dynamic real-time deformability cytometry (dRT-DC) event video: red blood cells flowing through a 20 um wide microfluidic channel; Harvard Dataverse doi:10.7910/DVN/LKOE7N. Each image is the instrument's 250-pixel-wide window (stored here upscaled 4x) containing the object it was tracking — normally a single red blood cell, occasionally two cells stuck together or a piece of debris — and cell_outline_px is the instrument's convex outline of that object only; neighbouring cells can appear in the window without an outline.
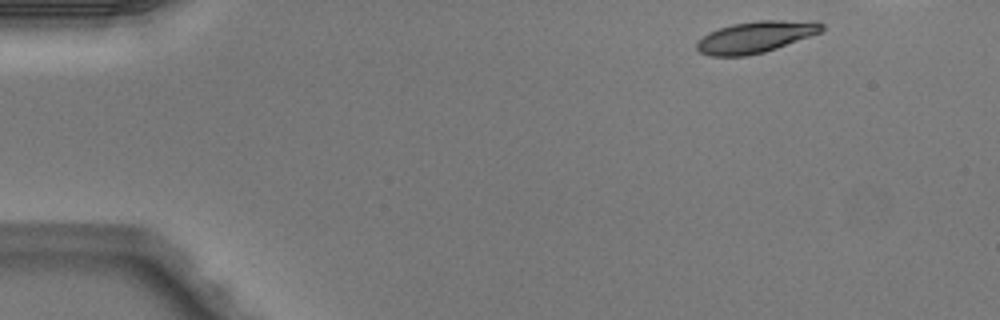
{"species": "Egyptian fruit bat (a non-hibernating species)", "species_latin": "Rousettus aegyptiacus", "temperature_condition": "warm", "stored_images_in_passage": 5, "camera_frame_rate_fps": 3000, "um_per_image_px": 0.085, "animal": {"sex": "male"}, "frame": {"image": 1, "passage_image": 1, "time_ms": 0.0, "image_size_px": [1000, 320], "cell_outline_px": [[824, 28], [820, 32], [776, 48], [764, 52], [744, 56], [712, 56], [700, 52], [696, 48], [696, 44], [708, 32], [732, 24], [756, 20], [816, 20], [824, 24]], "centroid_in_image_um": [64.25, 3.12], "position_along_channel_um": 20.7, "area_um2": 22.89}}
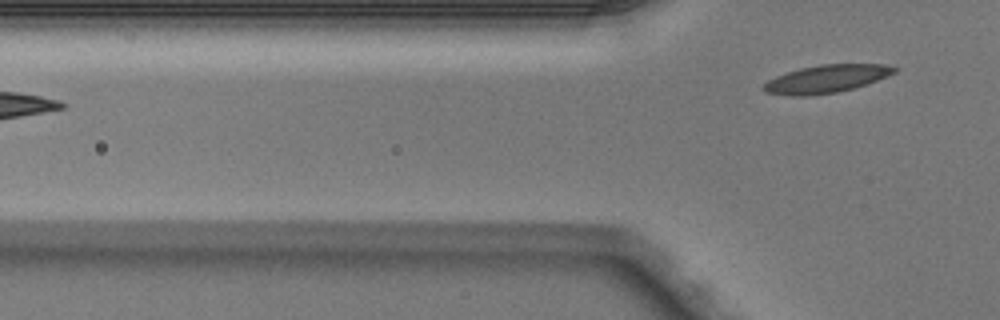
{"frame": {"image": 2, "passage_image": 5, "time_ms": 1.333, "image_size_px": [1000, 320], "cell_outline_px": [[896, 72], [876, 80], [852, 88], [836, 92], [812, 96], [788, 96], [764, 92], [760, 88], [768, 80], [776, 76], [800, 68], [820, 64], [884, 64], [896, 68]], "centroid_in_image_um": [70.16, 6.71], "position_along_channel_um": 55.6, "area_um2": 21.1}}